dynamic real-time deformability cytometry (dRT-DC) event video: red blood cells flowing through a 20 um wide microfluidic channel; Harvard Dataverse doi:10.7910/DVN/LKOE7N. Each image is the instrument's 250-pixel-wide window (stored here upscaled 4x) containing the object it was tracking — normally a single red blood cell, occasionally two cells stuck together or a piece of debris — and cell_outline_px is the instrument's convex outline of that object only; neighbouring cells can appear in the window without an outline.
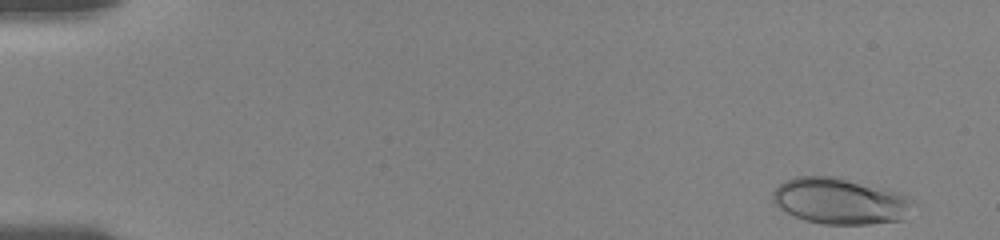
{"species": "human", "species_latin": "Homo sapiens", "temperature_condition": "room temperature", "stored_images_in_passage": 44, "camera_frame_rate_fps": 3000, "um_per_image_px": 0.085, "donor": {"sex": "female"}, "frame": {"image": 1, "passage_image": 1, "time_ms": 0.0, "image_size_px": [1000, 240], "cell_outline_px": [[916, 204], [900, 220], [868, 224], [824, 224], [804, 220], [784, 212], [772, 204], [772, 192], [784, 180], [796, 176], [836, 176], [888, 188], [900, 192], [908, 196]], "centroid_in_image_um": [71.38, 17.07], "position_along_channel_um": 13.6, "area_um2": 38.32}}
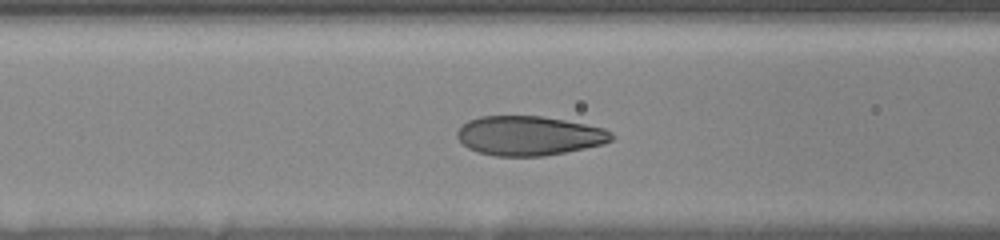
{"frame": {"image": 2, "passage_image": 33, "time_ms": 6.667, "image_size_px": [1000, 240], "cell_outline_px": [[616, 136], [612, 140], [604, 144], [544, 156], [496, 156], [476, 152], [468, 148], [456, 136], [456, 132], [468, 120], [480, 116], [540, 116], [564, 120], [604, 128], [612, 132]], "centroid_in_image_um": [44.98, 11.54], "position_along_channel_um": 121.6, "area_um2": 35.43}}
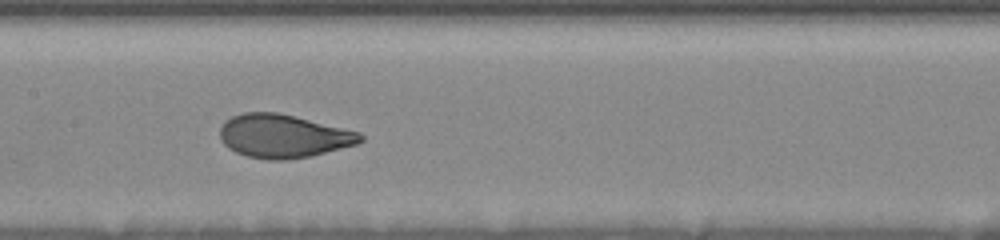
{"frame": {"image": 3, "passage_image": 43, "time_ms": 8.333, "image_size_px": [1000, 240], "cell_outline_px": [[364, 140], [356, 144], [308, 156], [288, 160], [268, 160], [248, 156], [236, 152], [228, 148], [220, 140], [220, 128], [224, 120], [232, 116], [244, 112], [276, 112], [360, 132], [364, 136]], "centroid_in_image_um": [24.04, 11.56], "position_along_channel_um": 183.4, "area_um2": 35.26}}